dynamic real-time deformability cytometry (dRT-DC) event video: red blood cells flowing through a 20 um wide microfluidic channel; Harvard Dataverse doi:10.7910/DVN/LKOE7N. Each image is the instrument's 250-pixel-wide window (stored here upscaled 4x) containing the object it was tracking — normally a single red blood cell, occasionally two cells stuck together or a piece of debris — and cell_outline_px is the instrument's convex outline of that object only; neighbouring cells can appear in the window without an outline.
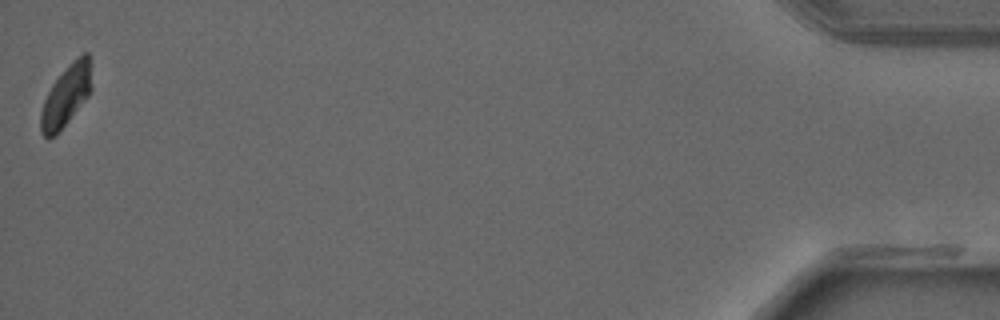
{"species": "common noctule bat (a hibernating species)", "species_latin": "Nyctalus noctula", "temperature_condition": "warm", "stored_images_in_passage": 40, "camera_frame_rate_fps": 3000, "um_per_image_px": 0.085, "animal": {"sex": "male", "forearm_length_mm": 52.5}, "frame": {"image": 1, "passage_image": 40, "time_ms": 13.0, "image_size_px": [1000, 320], "cell_outline_px": [[92, 88], [88, 96], [56, 136], [48, 140], [40, 132], [40, 112], [44, 100], [52, 84], [76, 56], [84, 52], [88, 52]], "centroid_in_image_um": [5.6, 8.17], "position_along_channel_um": 429.6, "area_um2": 18.15}}